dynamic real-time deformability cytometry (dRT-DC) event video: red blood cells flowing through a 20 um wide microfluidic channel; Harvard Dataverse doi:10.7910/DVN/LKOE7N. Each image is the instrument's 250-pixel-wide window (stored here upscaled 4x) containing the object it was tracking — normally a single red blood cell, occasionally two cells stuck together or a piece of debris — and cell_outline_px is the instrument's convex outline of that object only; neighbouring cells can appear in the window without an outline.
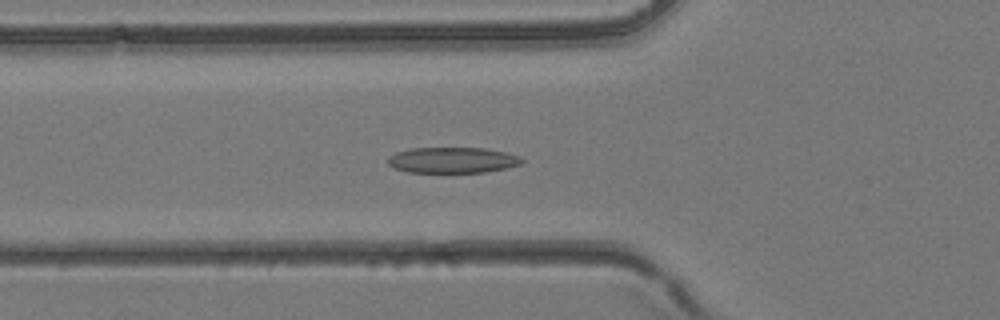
{"species": "common noctule bat (a hibernating species)", "species_latin": "Nyctalus noctula", "temperature_condition": "room temperature", "stored_images_in_passage": 43, "camera_frame_rate_fps": 3000, "um_per_image_px": 0.085, "animal": {"sex": "female", "body_mass_g": 24.6, "forearm_length_mm": 56.2}, "frame": {"image": 1, "passage_image": 15, "time_ms": 4.667, "image_size_px": [1000, 320], "cell_outline_px": [[524, 160], [520, 164], [504, 168], [484, 172], [408, 172], [396, 168], [388, 164], [388, 156], [396, 152], [412, 148], [484, 148], [504, 152], [520, 156]], "centroid_in_image_um": [38.44, 13.6], "position_along_channel_um": 87.4, "area_um2": 19.94}}
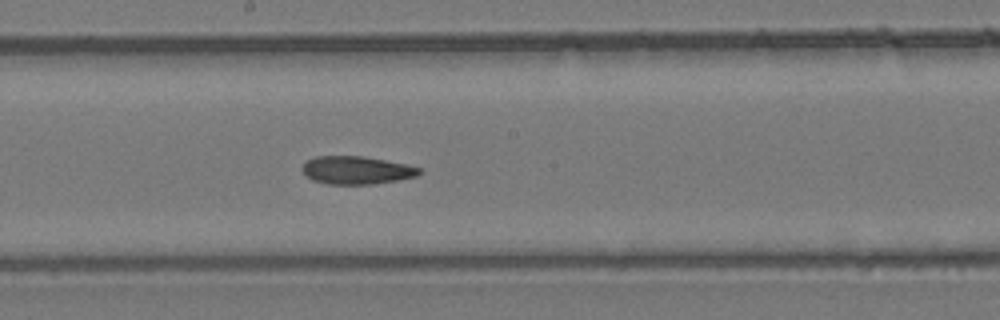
{"frame": {"image": 2, "passage_image": 23, "time_ms": 7.333, "image_size_px": [1000, 320], "cell_outline_px": [[420, 172], [416, 176], [396, 180], [372, 184], [328, 184], [312, 180], [300, 168], [308, 160], [316, 156], [364, 156], [404, 164], [420, 168]], "centroid_in_image_um": [30.27, 14.46], "position_along_channel_um": 217.9, "area_um2": 18.79}}
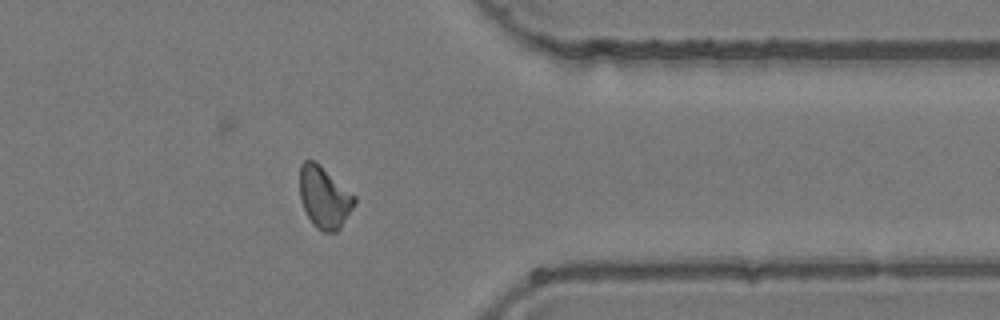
{"frame": {"image": 3, "passage_image": 34, "time_ms": 11.0, "image_size_px": [1000, 320], "cell_outline_px": [[356, 200], [352, 208], [340, 228], [336, 232], [320, 232], [312, 224], [300, 200], [300, 164], [304, 160], [312, 160], [320, 164], [356, 196]], "centroid_in_image_um": [27.55, 16.77], "position_along_channel_um": 383.8, "area_um2": 19.71}}